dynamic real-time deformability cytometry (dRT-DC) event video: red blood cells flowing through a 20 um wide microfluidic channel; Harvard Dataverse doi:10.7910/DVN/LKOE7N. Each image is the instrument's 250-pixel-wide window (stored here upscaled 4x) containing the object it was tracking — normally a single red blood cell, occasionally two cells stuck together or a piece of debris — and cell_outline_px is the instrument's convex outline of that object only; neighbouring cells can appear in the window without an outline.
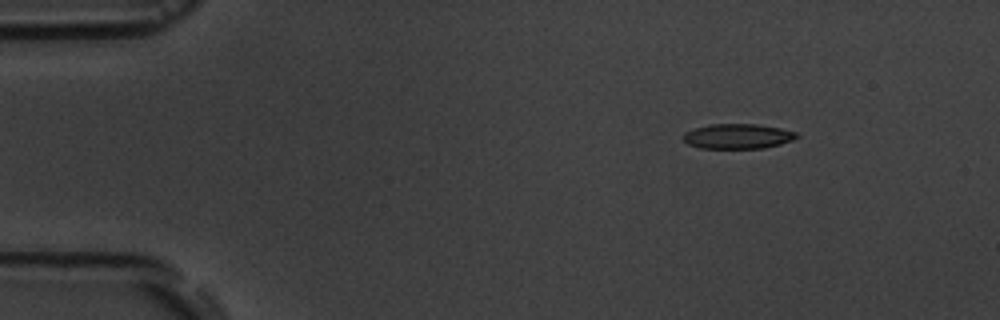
{"species": "common noctule bat (a hibernating species)", "species_latin": "Nyctalus noctula", "temperature_condition": "room temperature", "stored_images_in_passage": 5, "camera_frame_rate_fps": 3000, "um_per_image_px": 0.085, "animal": {"sex": "male", "body_mass_g": 19.5, "forearm_length_mm": 54.6}, "frame": {"image": 1, "passage_image": 1, "time_ms": 0.0, "image_size_px": [1000, 320], "cell_outline_px": [[800, 136], [792, 140], [780, 144], [764, 148], [700, 148], [688, 144], [684, 140], [684, 132], [692, 128], [708, 124], [756, 124], [780, 128], [796, 132]], "centroid_in_image_um": [62.69, 11.58], "position_along_channel_um": 22.3, "area_um2": 16.53}}
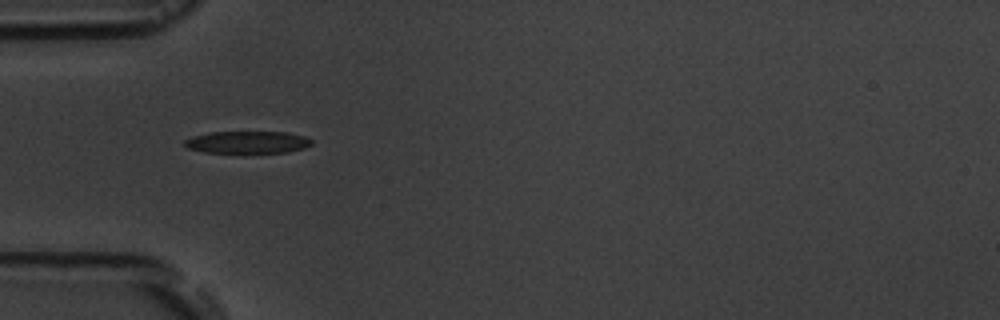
{"frame": {"image": 2, "passage_image": 4, "time_ms": 3.333, "image_size_px": [1000, 320], "cell_outline_px": [[312, 144], [304, 148], [288, 152], [204, 152], [188, 148], [184, 144], [184, 140], [192, 136], [208, 132], [288, 132], [304, 136], [312, 140]], "centroid_in_image_um": [21.03, 12.08], "position_along_channel_um": 64.0, "area_um2": 16.36}}
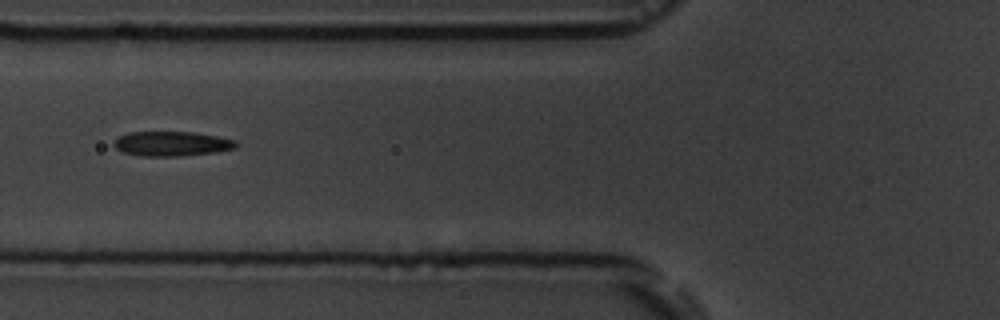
{"frame": {"image": 3, "passage_image": 5, "time_ms": 4.667, "image_size_px": [1000, 320], "cell_outline_px": [[240, 144], [236, 148], [216, 152], [180, 156], [140, 156], [124, 152], [116, 148], [112, 144], [112, 140], [128, 132], [196, 132], [236, 140]], "centroid_in_image_um": [14.61, 12.21], "position_along_channel_um": 111.2, "area_um2": 17.74}}